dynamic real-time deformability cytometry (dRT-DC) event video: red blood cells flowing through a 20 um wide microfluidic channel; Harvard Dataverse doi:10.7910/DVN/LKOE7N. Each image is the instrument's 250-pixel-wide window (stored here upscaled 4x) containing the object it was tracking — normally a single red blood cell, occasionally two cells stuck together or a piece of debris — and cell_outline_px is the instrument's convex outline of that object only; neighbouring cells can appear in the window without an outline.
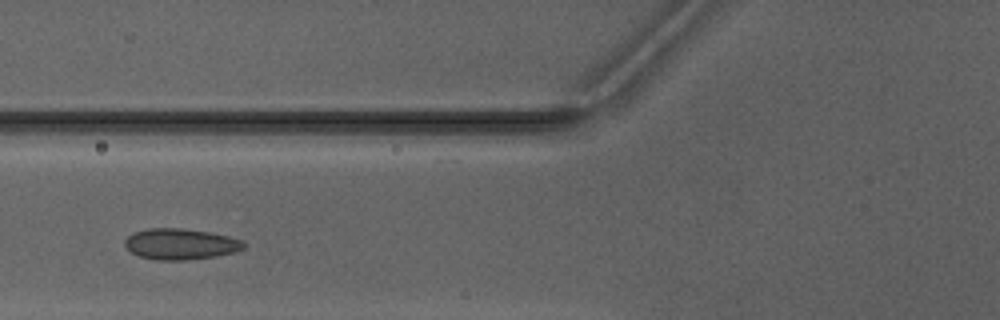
{"species": "Egyptian fruit bat (a non-hibernating species)", "species_latin": "Rousettus aegyptiacus", "temperature_condition": "warm", "stored_images_in_passage": 3, "camera_frame_rate_fps": 3000, "um_per_image_px": 0.085, "animal": {"sex": "male"}, "frame": {"image": 1, "passage_image": 3, "time_ms": 2.333, "image_size_px": [1000, 320], "cell_outline_px": [[244, 248], [232, 252], [216, 256], [184, 260], [156, 260], [140, 256], [132, 252], [124, 244], [124, 240], [132, 232], [148, 228], [184, 228], [212, 232], [244, 240]], "centroid_in_image_um": [15.33, 20.73], "position_along_channel_um": 110.5, "area_um2": 21.5}}